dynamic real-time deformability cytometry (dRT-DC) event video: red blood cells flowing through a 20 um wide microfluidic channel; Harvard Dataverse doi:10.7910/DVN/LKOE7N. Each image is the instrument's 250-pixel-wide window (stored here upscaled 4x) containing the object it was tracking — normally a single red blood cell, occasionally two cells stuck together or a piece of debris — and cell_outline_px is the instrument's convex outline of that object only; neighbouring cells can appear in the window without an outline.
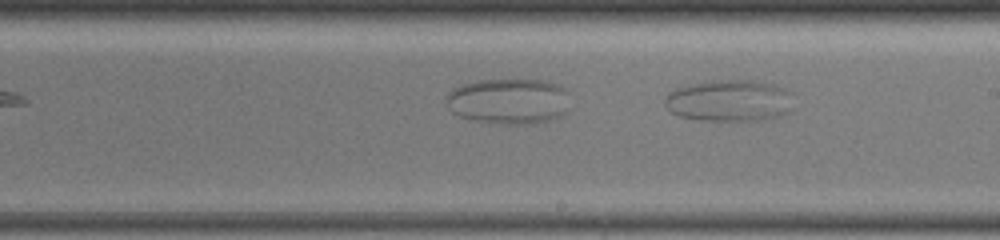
{"species": "common noctule bat (a hibernating species)", "species_latin": "Nyctalus noctula", "temperature_condition": "warm", "stored_images_in_passage": 20, "camera_frame_rate_fps": 3000, "um_per_image_px": 0.085, "animal": {"sex": "female", "body_mass_g": 19.5, "forearm_length_mm": 54.1}, "frame": {"image": 1, "passage_image": 15, "time_ms": 4.667, "image_size_px": [1000, 240], "cell_outline_px": [[788, 112], [776, 116], [760, 120], [700, 120], [680, 116], [672, 112], [664, 104], [664, 100], [668, 92], [676, 88], [692, 84], [712, 80], [756, 80], [772, 84], [788, 92]], "centroid_in_image_um": [61.89, 8.54], "position_along_channel_um": 227.1, "area_um2": 30.58}}